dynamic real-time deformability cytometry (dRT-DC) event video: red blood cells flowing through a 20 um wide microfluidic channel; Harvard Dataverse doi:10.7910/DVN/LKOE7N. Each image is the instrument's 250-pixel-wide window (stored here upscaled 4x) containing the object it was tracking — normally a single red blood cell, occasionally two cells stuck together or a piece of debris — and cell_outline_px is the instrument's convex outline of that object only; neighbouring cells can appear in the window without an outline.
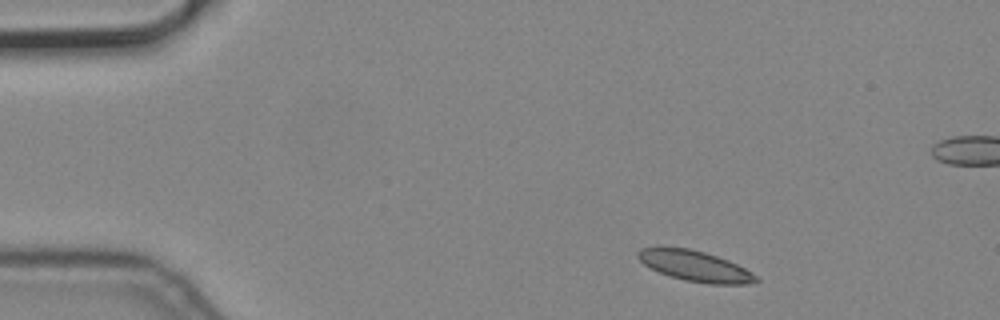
{"species": "common noctule bat (a hibernating species)", "species_latin": "Nyctalus noctula", "temperature_condition": "cold", "stored_images_in_passage": 6, "camera_frame_rate_fps": 3000, "um_per_image_px": 0.085, "animal": {"sex": "male", "body_mass_g": 19.2, "forearm_length_mm": 51.8}, "frame": {"image": 1, "passage_image": 1, "time_ms": 0.0, "image_size_px": [1000, 320], "cell_outline_px": [[760, 280], [752, 284], [708, 284], [684, 280], [668, 276], [644, 264], [636, 256], [636, 252], [640, 248], [688, 248], [704, 252], [728, 260], [752, 272]], "centroid_in_image_um": [59.1, 22.63], "position_along_channel_um": 25.9, "area_um2": 20.87}}
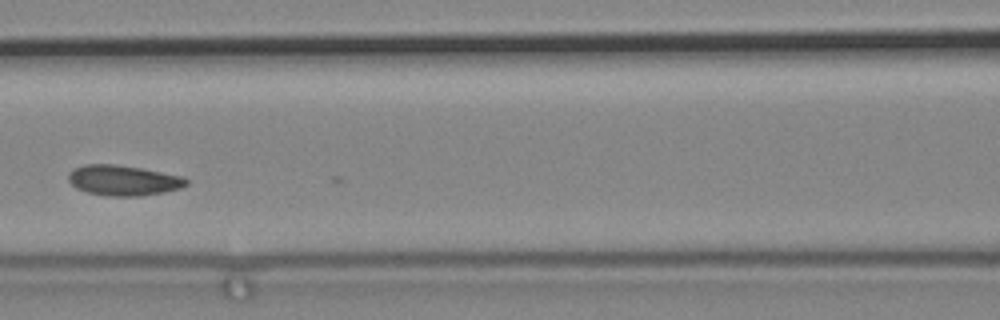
{"frame": {"image": 2, "passage_image": 6, "time_ms": 1.667, "image_size_px": [1000, 320], "cell_outline_px": [[188, 184], [180, 188], [164, 192], [140, 196], [108, 196], [88, 192], [76, 188], [68, 180], [68, 172], [72, 168], [84, 164], [116, 164], [140, 168], [184, 176], [188, 180]], "centroid_in_image_um": [10.47, 15.32], "position_along_channel_um": 156.1, "area_um2": 20.98}}